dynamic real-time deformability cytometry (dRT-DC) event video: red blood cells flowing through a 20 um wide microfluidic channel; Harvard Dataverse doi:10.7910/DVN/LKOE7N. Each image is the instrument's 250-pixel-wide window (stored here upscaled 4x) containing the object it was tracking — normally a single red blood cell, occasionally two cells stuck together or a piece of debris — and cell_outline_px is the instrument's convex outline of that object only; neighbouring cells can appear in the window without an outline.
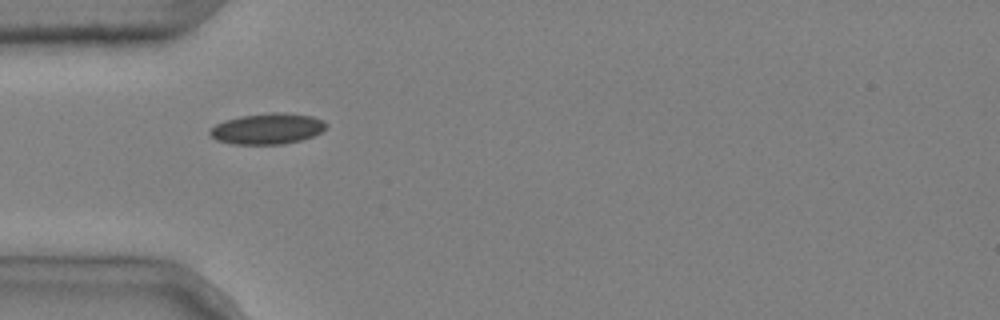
{"species": "common noctule bat (a hibernating species)", "species_latin": "Nyctalus noctula", "temperature_condition": "cold", "stored_images_in_passage": 4, "camera_frame_rate_fps": 3000, "um_per_image_px": 0.085, "animal": {"sex": "male", "body_mass_g": 20.4}, "frame": {"image": 1, "passage_image": 3, "time_ms": 0.667, "image_size_px": [1000, 320], "cell_outline_px": [[328, 128], [312, 136], [300, 140], [284, 144], [232, 144], [216, 140], [208, 132], [216, 124], [224, 120], [240, 116], [272, 112], [284, 112], [312, 116], [324, 120], [328, 124]], "centroid_in_image_um": [22.75, 10.93], "position_along_channel_um": 62.2, "area_um2": 21.04}}